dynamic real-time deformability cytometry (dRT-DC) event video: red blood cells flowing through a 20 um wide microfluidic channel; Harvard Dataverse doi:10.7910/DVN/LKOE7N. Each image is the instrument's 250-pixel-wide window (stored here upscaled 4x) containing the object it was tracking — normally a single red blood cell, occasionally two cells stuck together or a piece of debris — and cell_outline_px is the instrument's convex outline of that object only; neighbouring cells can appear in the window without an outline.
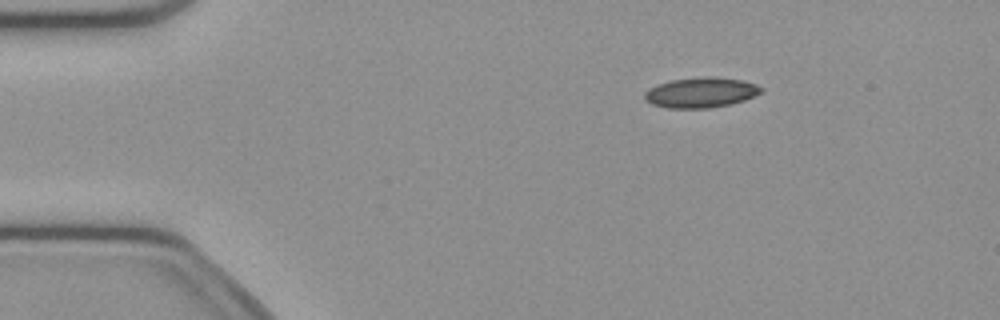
{"species": "common noctule bat (a hibernating species)", "species_latin": "Nyctalus noctula", "temperature_condition": "cold", "stored_images_in_passage": 45, "camera_frame_rate_fps": 3000, "um_per_image_px": 0.085, "animal": {"sex": "female", "body_mass_g": 21.9}, "frame": {"image": 1, "passage_image": 1, "time_ms": 0.0, "image_size_px": [1000, 320], "cell_outline_px": [[764, 92], [744, 100], [732, 104], [708, 108], [668, 108], [652, 104], [644, 100], [644, 92], [648, 88], [656, 84], [672, 80], [704, 76], [712, 76], [744, 80], [756, 84], [764, 88]], "centroid_in_image_um": [59.59, 7.86], "position_along_channel_um": 25.4, "area_um2": 20.87}}
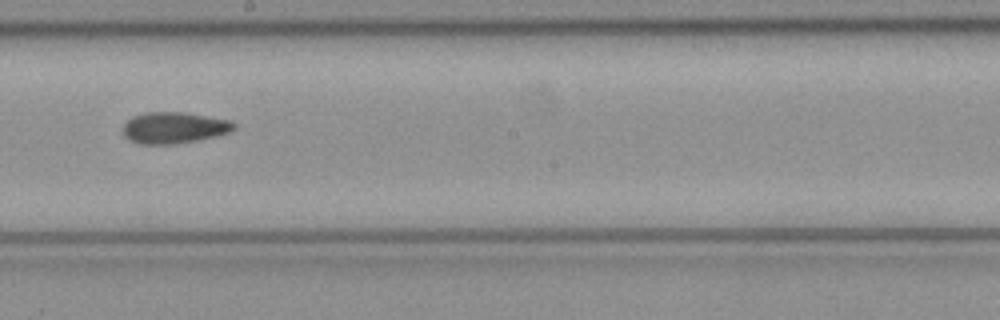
{"frame": {"image": 2, "passage_image": 22, "time_ms": 7.0, "image_size_px": [1000, 320], "cell_outline_px": [[236, 128], [228, 132], [216, 136], [196, 140], [172, 144], [140, 144], [128, 140], [124, 136], [124, 124], [132, 116], [144, 112], [188, 112], [232, 120], [236, 124]], "centroid_in_image_um": [14.81, 10.84], "position_along_channel_um": 233.4, "area_um2": 20.46}}
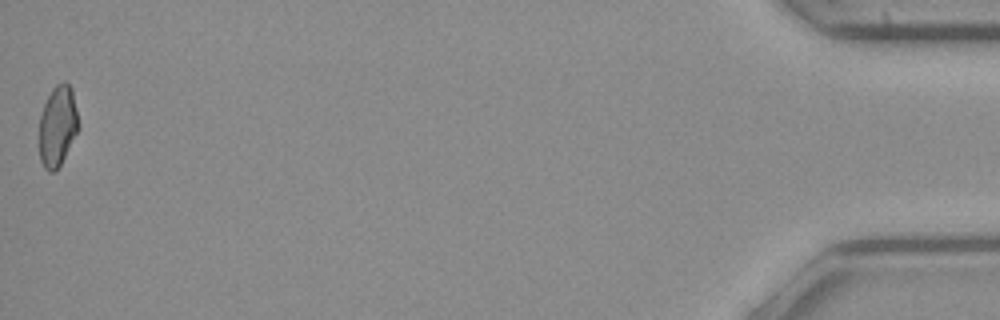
{"frame": {"image": 3, "passage_image": 45, "time_ms": 14.667, "image_size_px": [1000, 320], "cell_outline_px": [[80, 128], [60, 164], [52, 172], [48, 172], [44, 168], [40, 160], [40, 116], [44, 104], [52, 88], [56, 84], [64, 80], [72, 88], [80, 124]], "centroid_in_image_um": [4.92, 10.67], "position_along_channel_um": 430.3, "area_um2": 18.5}, "authors_computed_cell_mechanics": {"area_um2": 19.7098, "velocity_mm_per_s": 3.9062, "shape_relaxation_time_tau1_ms": null, "shape_relaxation_time_tau2_ms": 8.5031, "deformation_change_tau1": null, "deformation_change_tau2": 0.1497}}